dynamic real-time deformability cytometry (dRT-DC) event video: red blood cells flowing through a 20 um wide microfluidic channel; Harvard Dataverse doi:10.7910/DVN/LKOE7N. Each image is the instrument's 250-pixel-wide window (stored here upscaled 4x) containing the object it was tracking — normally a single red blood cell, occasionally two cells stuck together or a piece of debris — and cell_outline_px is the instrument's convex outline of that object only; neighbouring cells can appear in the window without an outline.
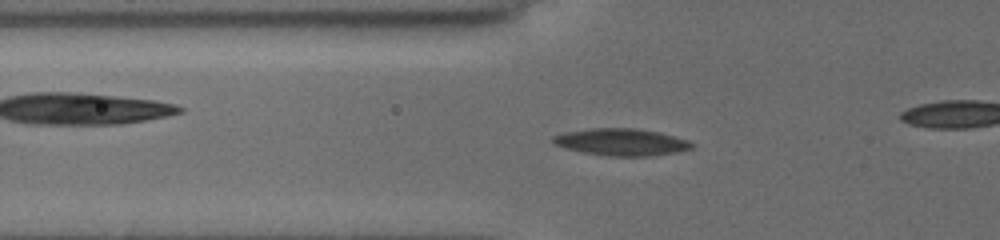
{"species": "common noctule bat (a hibernating species)", "species_latin": "Nyctalus noctula", "temperature_condition": "cold", "stored_images_in_passage": 50, "camera_frame_rate_fps": 3000, "um_per_image_px": 0.085, "animal": {"sex": "female", "body_mass_g": 19.5, "forearm_length_mm": 54.1}, "frame": {"image": 1, "passage_image": 21, "time_ms": 6.667, "image_size_px": [1000, 240], "cell_outline_px": [[696, 144], [692, 148], [676, 152], [652, 156], [608, 156], [584, 152], [552, 144], [552, 136], [564, 132], [592, 128], [636, 128], [660, 132], [688, 140]], "centroid_in_image_um": [52.84, 12.07], "position_along_channel_um": 73.0, "area_um2": 21.91}}
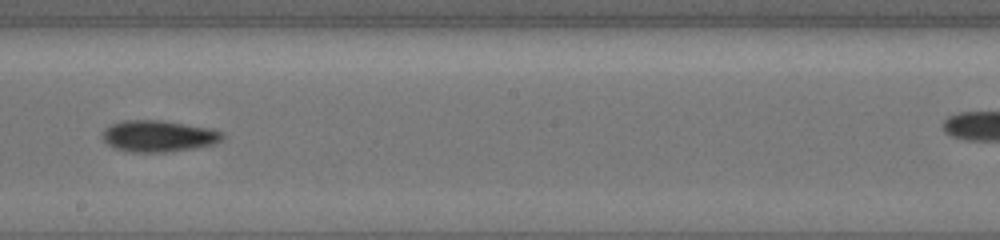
{"frame": {"image": 2, "passage_image": 34, "time_ms": 11.0, "image_size_px": [1000, 240], "cell_outline_px": [[224, 140], [216, 144], [196, 148], [164, 152], [132, 152], [116, 148], [108, 144], [100, 136], [100, 132], [104, 128], [120, 120], [164, 120], [212, 128], [224, 132]], "centroid_in_image_um": [13.5, 11.55], "position_along_channel_um": 234.7, "area_um2": 22.48}}
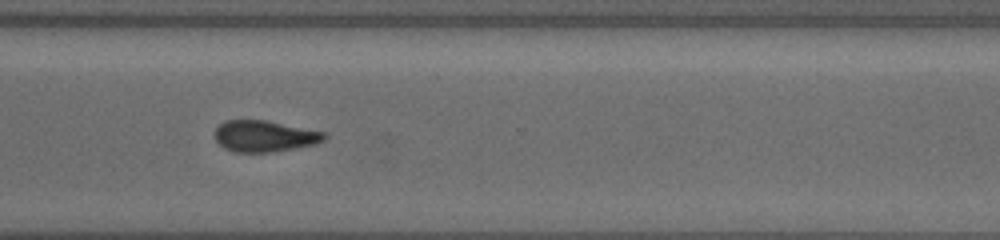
{"frame": {"image": 3, "passage_image": 43, "time_ms": 14.0, "image_size_px": [1000, 240], "cell_outline_px": [[328, 136], [324, 140], [316, 144], [272, 152], [232, 152], [224, 148], [212, 136], [216, 128], [224, 120], [264, 120], [324, 132]], "centroid_in_image_um": [22.44, 11.58], "position_along_channel_um": 348.2, "area_um2": 20.0}}